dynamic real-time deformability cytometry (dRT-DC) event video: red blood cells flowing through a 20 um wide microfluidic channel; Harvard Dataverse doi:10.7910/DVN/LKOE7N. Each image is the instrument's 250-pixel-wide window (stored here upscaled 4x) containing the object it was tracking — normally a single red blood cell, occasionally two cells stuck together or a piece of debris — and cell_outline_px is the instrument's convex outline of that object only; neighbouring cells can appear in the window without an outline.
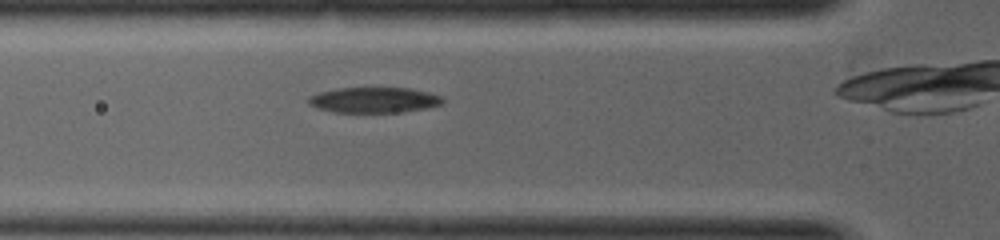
{"species": "common noctule bat (a hibernating species)", "species_latin": "Nyctalus noctula", "temperature_condition": "warm", "stored_images_in_passage": 2, "camera_frame_rate_fps": 5000, "um_per_image_px": 0.085, "animal": {"sex": "female", "body_mass_g": 19.0, "forearm_length_mm": 53.3}, "frame": {"image": 1, "passage_image": 2, "time_ms": 0.4, "image_size_px": [1000, 240], "cell_outline_px": [[444, 100], [440, 104], [428, 108], [404, 112], [332, 112], [316, 108], [308, 104], [308, 96], [320, 92], [340, 88], [412, 88], [428, 92], [440, 96]], "centroid_in_image_um": [31.78, 8.5], "position_along_channel_um": 94.0, "area_um2": 20.0}}